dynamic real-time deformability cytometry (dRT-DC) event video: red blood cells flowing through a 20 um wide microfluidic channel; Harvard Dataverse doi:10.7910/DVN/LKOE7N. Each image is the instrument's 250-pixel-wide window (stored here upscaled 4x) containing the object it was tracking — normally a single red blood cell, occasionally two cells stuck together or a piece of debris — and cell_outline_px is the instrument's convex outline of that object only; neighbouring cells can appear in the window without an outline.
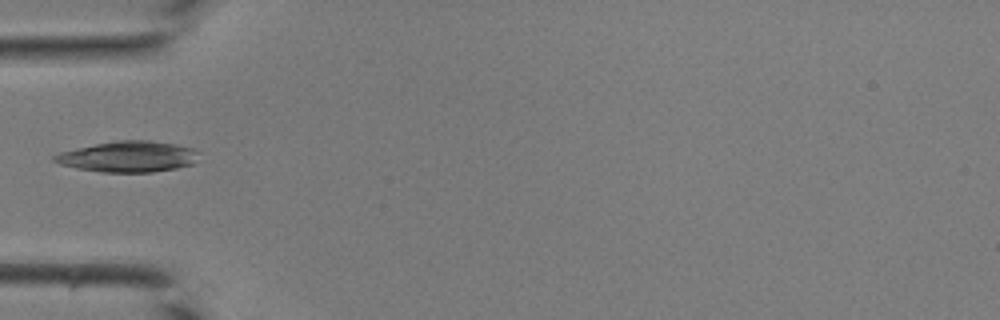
{"species": "common noctule bat (a hibernating species)", "species_latin": "Nyctalus noctula", "temperature_condition": "room temperature", "stored_images_in_passage": 8, "camera_frame_rate_fps": 3000, "um_per_image_px": 0.085, "animal": {"sex": "male", "body_mass_g": 19.0, "forearm_length_mm": 50.8}, "frame": {"image": 1, "passage_image": 1, "time_ms": 0.0, "image_size_px": [1000, 320], "cell_outline_px": [[200, 152], [192, 164], [176, 168], [152, 172], [100, 172], [76, 168], [60, 164], [52, 160], [52, 156], [60, 152], [76, 148], [116, 140], [148, 140], [176, 144], [192, 148]], "centroid_in_image_um": [10.88, 13.31], "position_along_channel_um": 74.1, "area_um2": 25.95}}
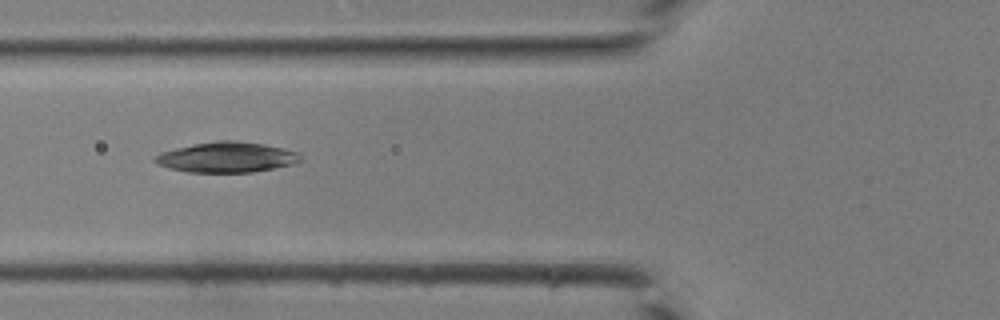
{"frame": {"image": 2, "passage_image": 3, "time_ms": 0.667, "image_size_px": [1000, 320], "cell_outline_px": [[300, 160], [292, 164], [252, 172], [188, 172], [168, 168], [152, 160], [160, 152], [176, 148], [196, 144], [220, 140], [236, 140], [264, 144], [300, 152]], "centroid_in_image_um": [19.27, 13.36], "position_along_channel_um": 106.5, "area_um2": 25.49}}
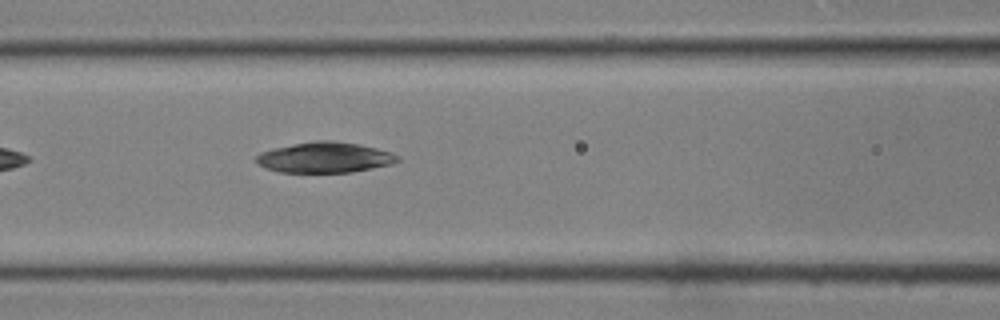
{"frame": {"image": 3, "passage_image": 5, "time_ms": 1.333, "image_size_px": [1000, 320], "cell_outline_px": [[400, 160], [392, 164], [352, 172], [280, 172], [264, 168], [256, 164], [256, 156], [260, 152], [276, 148], [316, 140], [332, 140], [360, 144], [392, 152], [400, 156]], "centroid_in_image_um": [27.62, 13.38], "position_along_channel_um": 139.0, "area_um2": 25.2}}